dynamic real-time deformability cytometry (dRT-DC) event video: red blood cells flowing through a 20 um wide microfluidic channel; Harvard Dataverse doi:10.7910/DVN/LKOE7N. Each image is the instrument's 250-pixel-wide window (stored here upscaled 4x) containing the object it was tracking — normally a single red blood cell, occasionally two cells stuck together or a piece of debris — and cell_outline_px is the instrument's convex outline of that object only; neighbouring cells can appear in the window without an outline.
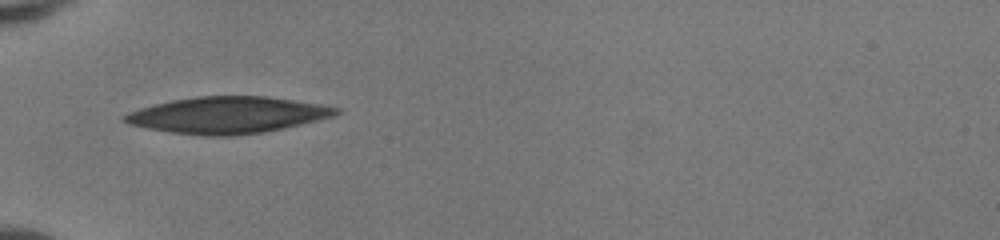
{"species": "human", "species_latin": "Homo sapiens", "temperature_condition": "room temperature", "stored_images_in_passage": 33, "camera_frame_rate_fps": 3000, "um_per_image_px": 0.085, "donor": {"sex": "female"}, "frame": {"image": 1, "passage_image": 1, "time_ms": 0.0, "image_size_px": [1000, 240], "cell_outline_px": [[340, 112], [336, 116], [284, 128], [264, 132], [228, 136], [208, 136], [172, 132], [148, 128], [128, 124], [120, 120], [120, 116], [128, 112], [140, 108], [172, 100], [196, 96], [264, 96], [320, 104], [340, 108]], "centroid_in_image_um": [19.33, 9.78], "position_along_channel_um": 65.7, "area_um2": 44.97}}
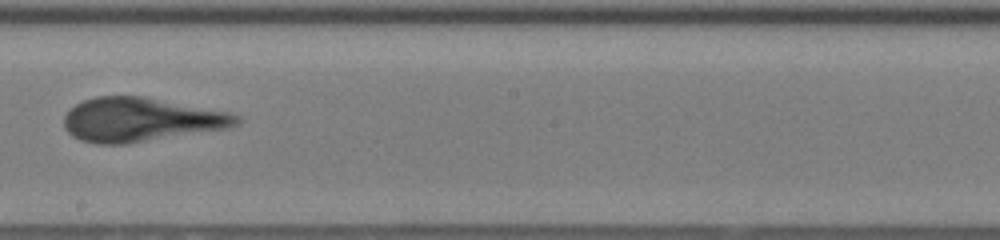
{"frame": {"image": 2, "passage_image": 14, "time_ms": 4.333, "image_size_px": [1000, 240], "cell_outline_px": [[240, 124], [228, 128], [128, 144], [96, 144], [80, 140], [72, 136], [64, 128], [64, 116], [76, 104], [84, 100], [96, 96], [144, 96], [228, 112], [240, 116]], "centroid_in_image_um": [11.96, 10.18], "position_along_channel_um": 236.2, "area_um2": 44.27}}
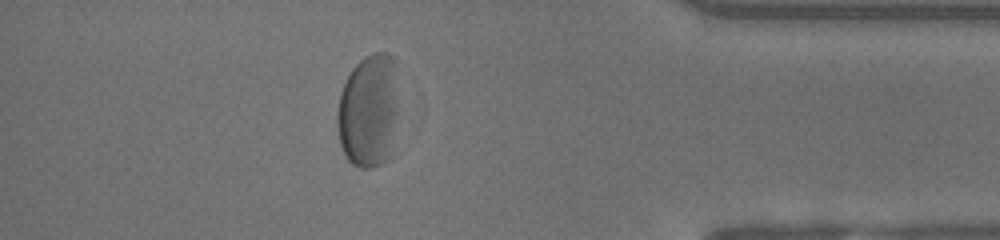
{"frame": {"image": 3, "passage_image": 28, "time_ms": 9.0, "image_size_px": [1000, 240], "cell_outline_px": [[396, 116], [388, 160], [380, 164], [368, 168], [360, 168], [352, 164], [344, 156], [340, 144], [336, 124], [336, 112], [340, 92], [352, 68], [364, 56], [372, 52], [388, 52], [392, 56], [396, 112]], "centroid_in_image_um": [31.25, 9.45], "position_along_channel_um": 403.9, "area_um2": 40.11}, "authors_computed_cell_mechanics": {"area_um2": 44.2748, "velocity_mm_per_s": 4.0854, "shape_relaxation_time_tau1_ms": 3.2087, "shape_relaxation_time_tau2_ms": 0.9027, "deformation_change_tau1": 0.1646, "deformation_change_tau2": 0.08}}